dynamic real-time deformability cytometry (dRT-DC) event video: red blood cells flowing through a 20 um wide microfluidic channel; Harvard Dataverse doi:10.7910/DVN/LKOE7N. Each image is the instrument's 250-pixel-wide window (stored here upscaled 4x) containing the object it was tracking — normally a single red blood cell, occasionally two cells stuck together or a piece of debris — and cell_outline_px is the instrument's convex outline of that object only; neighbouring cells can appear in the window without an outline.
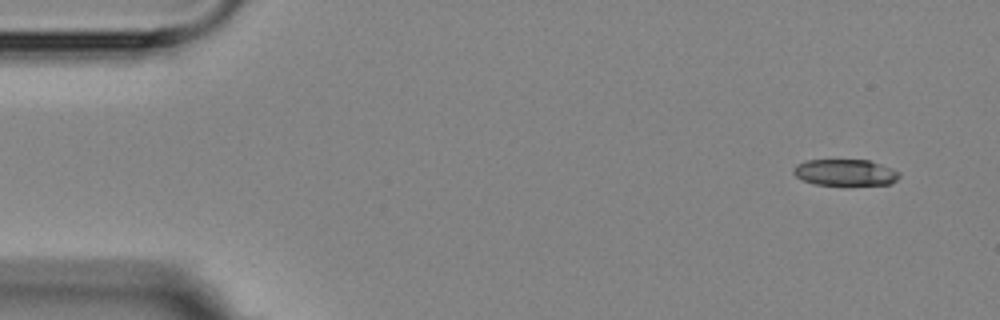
{"species": "Egyptian fruit bat (a non-hibernating species)", "species_latin": "Rousettus aegyptiacus", "temperature_condition": "room temperature", "stored_images_in_passage": 5, "camera_frame_rate_fps": 3000, "um_per_image_px": 0.085, "animal": {"sex": "female"}, "frame": {"image": 1, "passage_image": 1, "time_ms": 0.0, "image_size_px": [1000, 320], "cell_outline_px": [[900, 176], [892, 184], [816, 184], [804, 180], [796, 176], [792, 172], [792, 168], [796, 164], [808, 160], [868, 160], [892, 168], [900, 172]], "centroid_in_image_um": [71.84, 14.65], "position_along_channel_um": 13.2, "area_um2": 16.07}}
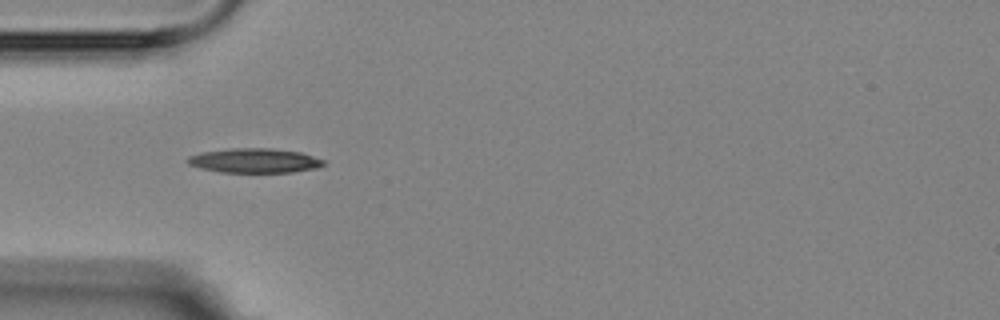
{"frame": {"image": 2, "passage_image": 4, "time_ms": 4.333, "image_size_px": [1000, 320], "cell_outline_px": [[324, 164], [316, 168], [292, 172], [220, 172], [200, 168], [188, 164], [184, 160], [188, 156], [200, 152], [232, 148], [268, 148], [300, 152], [324, 160]], "centroid_in_image_um": [21.57, 13.65], "position_along_channel_um": 63.4, "area_um2": 19.36}}
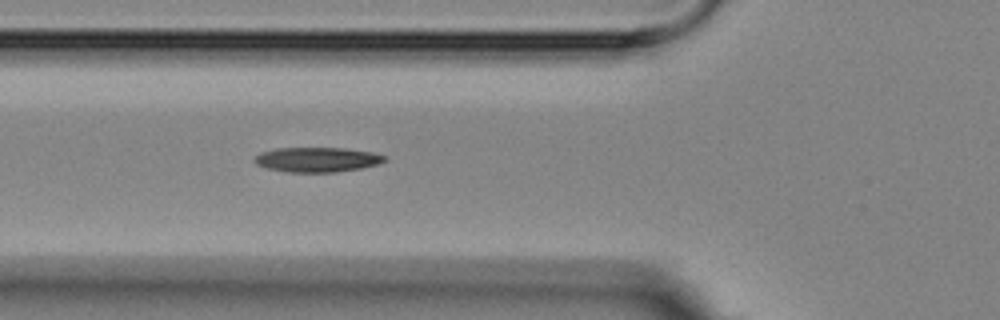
{"frame": {"image": 3, "passage_image": 5, "time_ms": 5.333, "image_size_px": [1000, 320], "cell_outline_px": [[388, 160], [376, 164], [360, 168], [336, 172], [288, 172], [264, 168], [256, 164], [252, 160], [260, 152], [276, 148], [344, 148], [372, 152], [388, 156]], "centroid_in_image_um": [26.93, 13.56], "position_along_channel_um": 98.9, "area_um2": 18.9}}